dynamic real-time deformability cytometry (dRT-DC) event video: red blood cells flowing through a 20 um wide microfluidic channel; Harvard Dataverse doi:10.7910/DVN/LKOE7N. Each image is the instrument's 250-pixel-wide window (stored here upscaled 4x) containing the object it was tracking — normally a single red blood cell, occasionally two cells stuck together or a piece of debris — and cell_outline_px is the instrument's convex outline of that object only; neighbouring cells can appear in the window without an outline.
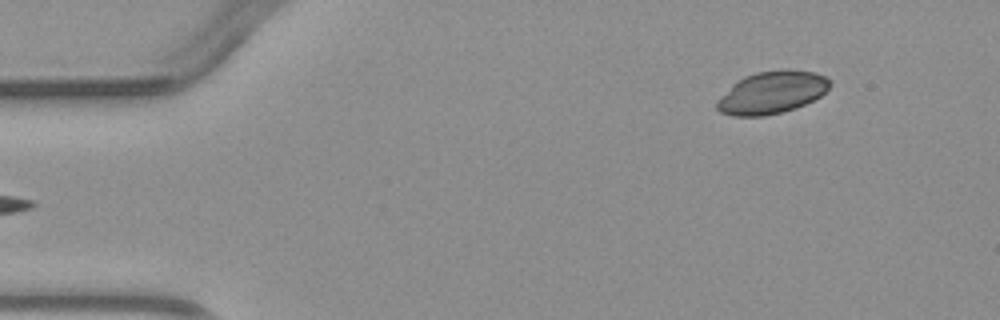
{"species": "common noctule bat (a hibernating species)", "species_latin": "Nyctalus noctula", "temperature_condition": "warm", "stored_images_in_passage": 3, "segment_of_instrument_passage": [2, 2], "camera_frame_rate_fps": 3000, "um_per_image_px": 0.085, "animal": {"sex": "male", "body_mass_g": 23.1, "forearm_length_mm": 52.7}, "frame": {"image": 1, "passage_image": 3, "time_ms": 2.667, "image_size_px": [1000, 320], "cell_outline_px": [[832, 84], [820, 96], [796, 108], [764, 116], [732, 116], [720, 112], [716, 108], [716, 100], [736, 80], [744, 76], [756, 72], [784, 68], [788, 68], [816, 72], [832, 80]], "centroid_in_image_um": [65.6, 7.84], "position_along_channel_um": 19.4, "area_um2": 28.26}}